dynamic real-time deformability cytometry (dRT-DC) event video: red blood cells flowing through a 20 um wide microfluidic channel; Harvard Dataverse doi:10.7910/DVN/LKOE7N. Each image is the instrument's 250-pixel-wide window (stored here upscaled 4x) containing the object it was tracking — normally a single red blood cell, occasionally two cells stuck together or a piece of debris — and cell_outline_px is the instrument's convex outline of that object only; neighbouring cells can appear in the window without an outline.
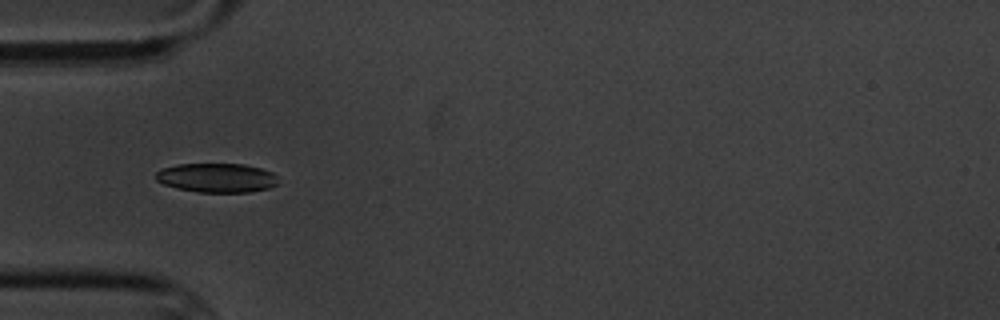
{"species": "common noctule bat (a hibernating species)", "species_latin": "Nyctalus noctula", "temperature_condition": "cold", "stored_images_in_passage": 9, "camera_frame_rate_fps": 3000, "um_per_image_px": 0.085, "animal": {"sex": "male", "body_mass_g": 20.1, "forearm_length_mm": 53.5}, "frame": {"image": 1, "passage_image": 6, "time_ms": 5.667, "image_size_px": [1000, 320], "cell_outline_px": [[280, 184], [268, 188], [248, 192], [200, 192], [176, 188], [164, 184], [156, 180], [156, 172], [160, 168], [176, 164], [244, 164], [260, 168], [272, 172], [276, 176]], "centroid_in_image_um": [18.42, 15.11], "position_along_channel_um": 66.6, "area_um2": 20.92}}
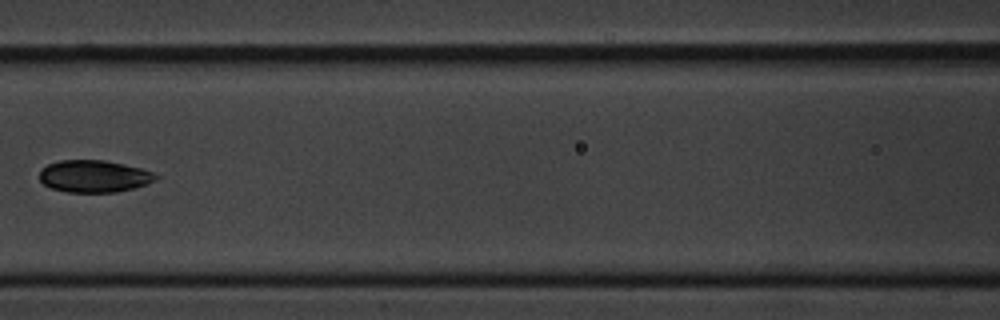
{"frame": {"image": 2, "passage_image": 8, "time_ms": 8.333, "image_size_px": [1000, 320], "cell_outline_px": [[160, 176], [156, 180], [132, 188], [116, 192], [68, 192], [52, 188], [44, 184], [40, 180], [40, 172], [48, 164], [60, 160], [104, 160], [124, 164], [140, 168], [152, 172]], "centroid_in_image_um": [8.0, 14.97], "position_along_channel_um": 158.6, "area_um2": 21.56}}
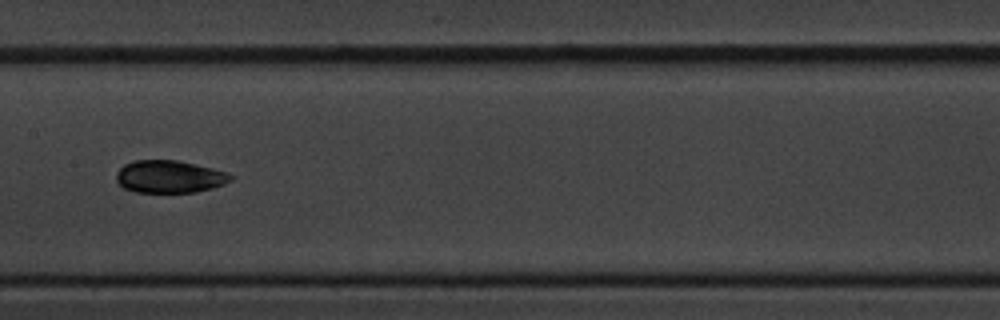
{"frame": {"image": 3, "passage_image": 9, "time_ms": 9.333, "image_size_px": [1000, 320], "cell_outline_px": [[236, 176], [232, 180], [224, 184], [212, 188], [196, 192], [136, 192], [124, 188], [116, 180], [116, 172], [124, 164], [136, 160], [176, 160], [212, 168]], "centroid_in_image_um": [14.4, 15.02], "position_along_channel_um": 193.0, "area_um2": 21.62}}